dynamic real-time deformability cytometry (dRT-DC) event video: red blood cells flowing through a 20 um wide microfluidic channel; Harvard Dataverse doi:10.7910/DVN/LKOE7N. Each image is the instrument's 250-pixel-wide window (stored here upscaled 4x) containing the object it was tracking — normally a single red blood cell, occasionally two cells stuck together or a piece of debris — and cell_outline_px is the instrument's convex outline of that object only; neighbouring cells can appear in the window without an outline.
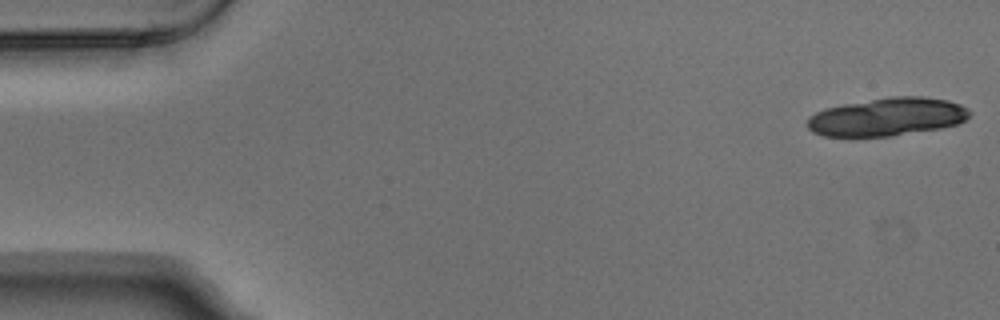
{"species": "Egyptian fruit bat (a non-hibernating species)", "species_latin": "Rousettus aegyptiacus", "temperature_condition": "warm", "stored_images_in_passage": 5, "camera_frame_rate_fps": 3000, "um_per_image_px": 0.085, "animal": {"sex": "male"}, "frame": {"image": 1, "passage_image": 1, "time_ms": 0.0, "image_size_px": [1000, 320], "cell_outline_px": [[972, 112], [960, 124], [940, 128], [892, 136], [852, 140], [824, 136], [812, 132], [808, 128], [808, 116], [824, 108], [844, 104], [892, 96], [924, 96], [948, 100], [960, 104], [968, 108]], "centroid_in_image_um": [75.36, 9.97], "position_along_channel_um": 9.6, "area_um2": 37.11}}